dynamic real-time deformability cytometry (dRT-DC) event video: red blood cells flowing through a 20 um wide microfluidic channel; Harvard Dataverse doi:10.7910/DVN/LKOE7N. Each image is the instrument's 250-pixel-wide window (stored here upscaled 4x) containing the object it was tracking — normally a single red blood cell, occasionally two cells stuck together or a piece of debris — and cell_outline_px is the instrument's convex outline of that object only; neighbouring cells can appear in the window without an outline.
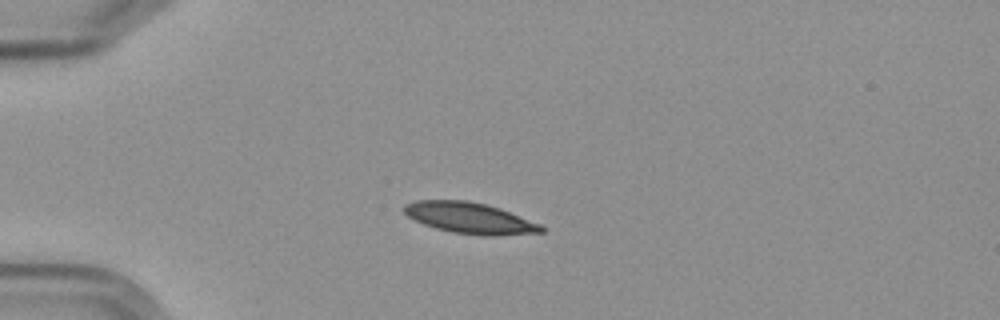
{"species": "Egyptian fruit bat (a non-hibernating species)", "species_latin": "Rousettus aegyptiacus", "temperature_condition": "cold", "stored_images_in_passage": 4, "camera_frame_rate_fps": 3000, "um_per_image_px": 0.085, "frame": {"image": 1, "passage_image": 1, "time_ms": 0.0, "image_size_px": [1000, 320], "cell_outline_px": [[544, 232], [496, 236], [484, 236], [452, 232], [436, 228], [424, 224], [408, 216], [404, 212], [404, 204], [416, 200], [468, 200], [488, 204], [500, 208], [540, 224], [544, 228]], "centroid_in_image_um": [39.94, 18.53], "position_along_channel_um": 45.1, "area_um2": 24.85}}
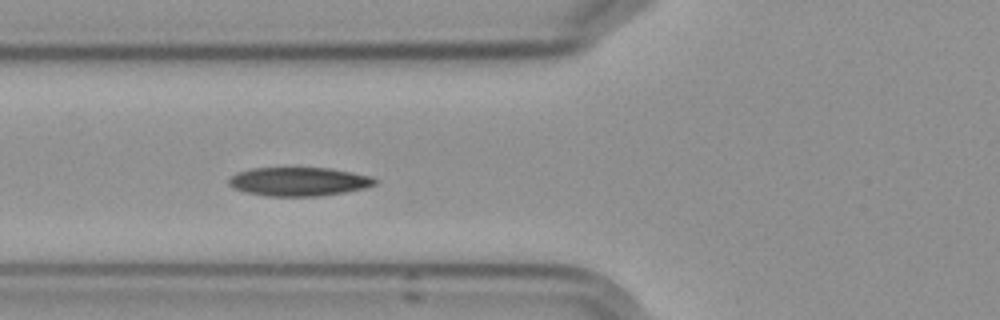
{"frame": {"image": 2, "passage_image": 3, "time_ms": 2.333, "image_size_px": [1000, 320], "cell_outline_px": [[376, 184], [364, 188], [344, 192], [320, 196], [264, 196], [244, 192], [232, 188], [228, 184], [228, 180], [236, 172], [252, 168], [328, 168], [352, 172], [372, 176], [376, 180]], "centroid_in_image_um": [25.36, 15.44], "position_along_channel_um": 100.4, "area_um2": 24.57}}
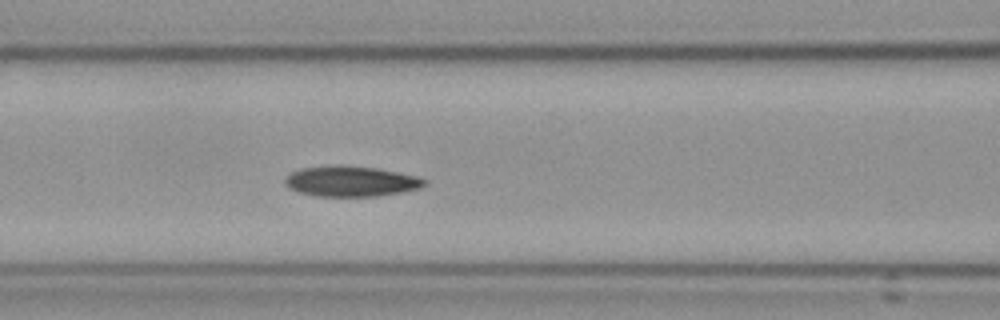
{"frame": {"image": 3, "passage_image": 4, "time_ms": 3.333, "image_size_px": [1000, 320], "cell_outline_px": [[428, 184], [420, 188], [400, 192], [376, 196], [316, 196], [300, 192], [288, 188], [284, 184], [284, 180], [292, 172], [300, 168], [336, 164], [344, 164], [380, 168], [416, 176], [428, 180]], "centroid_in_image_um": [29.84, 15.39], "position_along_channel_um": 136.8, "area_um2": 25.09}}